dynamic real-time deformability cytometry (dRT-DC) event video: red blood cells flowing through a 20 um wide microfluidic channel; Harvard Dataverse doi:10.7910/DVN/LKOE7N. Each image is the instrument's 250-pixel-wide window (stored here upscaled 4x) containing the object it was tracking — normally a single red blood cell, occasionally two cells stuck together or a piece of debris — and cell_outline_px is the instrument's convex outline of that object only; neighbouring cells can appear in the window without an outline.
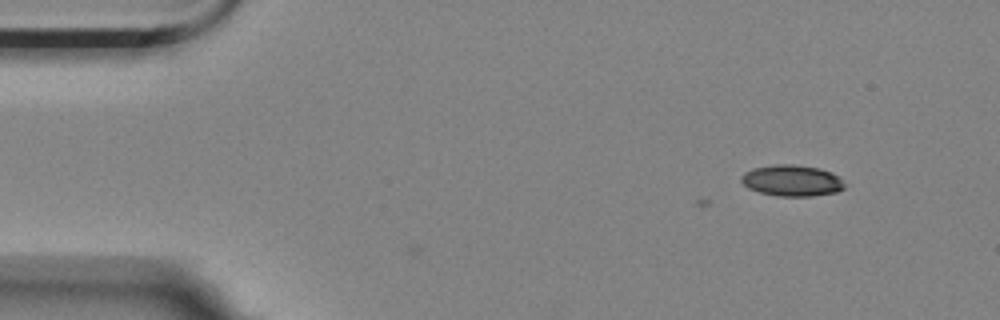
{"species": "Egyptian fruit bat (a non-hibernating species)", "species_latin": "Rousettus aegyptiacus", "temperature_condition": "room temperature", "stored_images_in_passage": 3, "camera_frame_rate_fps": 3000, "um_per_image_px": 0.085, "animal": {"sex": "female"}, "frame": {"image": 1, "passage_image": 3, "time_ms": 0.667, "image_size_px": [1000, 320], "cell_outline_px": [[844, 188], [836, 192], [812, 196], [780, 196], [760, 192], [748, 188], [740, 180], [740, 176], [744, 172], [752, 168], [776, 164], [792, 164], [820, 168], [832, 172], [844, 184]], "centroid_in_image_um": [67.28, 15.34], "position_along_channel_um": 17.7, "area_um2": 18.73}}